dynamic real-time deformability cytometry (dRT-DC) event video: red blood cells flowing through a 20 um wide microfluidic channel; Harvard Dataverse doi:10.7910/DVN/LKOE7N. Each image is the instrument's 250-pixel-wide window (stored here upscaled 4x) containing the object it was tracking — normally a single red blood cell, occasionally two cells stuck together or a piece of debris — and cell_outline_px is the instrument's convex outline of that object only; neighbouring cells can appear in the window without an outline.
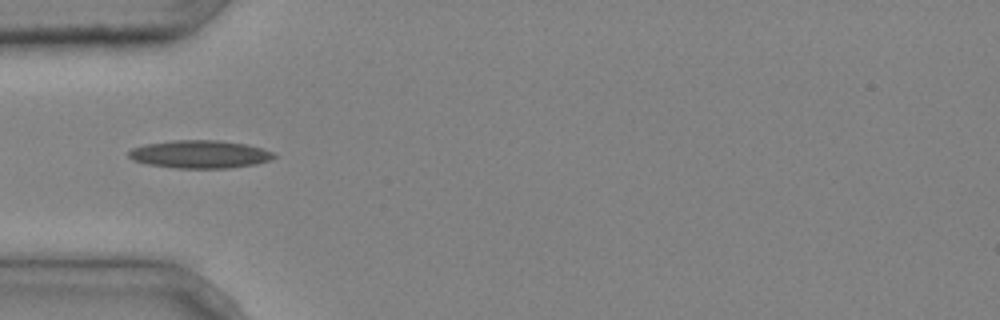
{"species": "common noctule bat (a hibernating species)", "species_latin": "Nyctalus noctula", "temperature_condition": "cold", "stored_images_in_passage": 4, "camera_frame_rate_fps": 3000, "um_per_image_px": 0.085, "animal": {"sex": "male", "body_mass_g": 20.4}, "frame": {"image": 1, "passage_image": 3, "time_ms": 0.667, "image_size_px": [1000, 320], "cell_outline_px": [[276, 156], [268, 160], [256, 164], [232, 168], [176, 168], [148, 164], [132, 160], [128, 156], [128, 152], [132, 148], [148, 144], [172, 140], [220, 140], [244, 144], [260, 148], [272, 152]], "centroid_in_image_um": [16.96, 13.11], "position_along_channel_um": 68.0, "area_um2": 23.47}}